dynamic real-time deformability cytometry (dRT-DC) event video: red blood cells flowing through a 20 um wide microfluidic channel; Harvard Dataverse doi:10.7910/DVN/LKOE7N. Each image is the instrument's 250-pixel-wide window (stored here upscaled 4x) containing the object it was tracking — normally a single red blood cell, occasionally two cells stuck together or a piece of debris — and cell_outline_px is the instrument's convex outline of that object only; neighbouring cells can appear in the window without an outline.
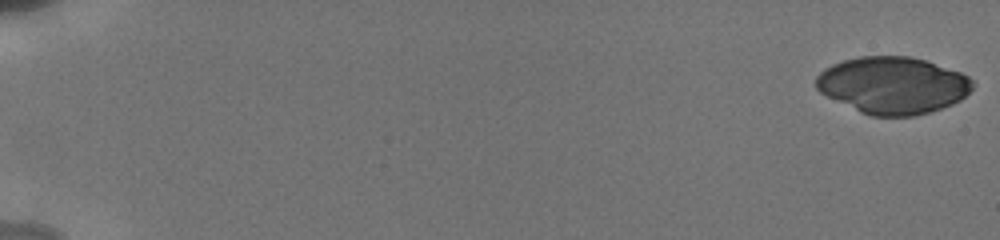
{"species": "human", "species_latin": "Homo sapiens", "temperature_condition": "cold", "stored_images_in_passage": 79, "camera_frame_rate_fps": 3000, "um_per_image_px": 0.085, "donor": {"sex": "male"}, "frame": {"image": 1, "passage_image": 1, "time_ms": 0.0, "image_size_px": [1000, 240], "cell_outline_px": [[976, 84], [960, 100], [952, 104], [916, 116], [872, 116], [860, 112], [820, 92], [816, 88], [816, 76], [824, 68], [832, 64], [844, 60], [860, 56], [908, 56], [924, 60], [960, 72], [968, 76]], "centroid_in_image_um": [75.88, 7.24], "position_along_channel_um": 9.1, "area_um2": 51.73}}
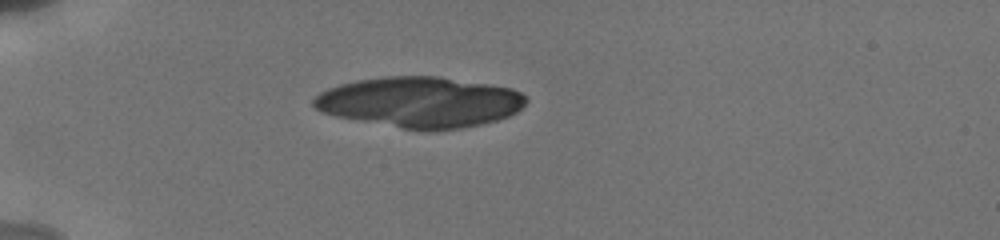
{"frame": {"image": 2, "passage_image": 22, "time_ms": 5.333, "image_size_px": [1000, 240], "cell_outline_px": [[528, 100], [516, 112], [508, 116], [496, 120], [480, 124], [460, 128], [432, 132], [424, 132], [400, 128], [336, 116], [320, 112], [312, 104], [312, 100], [320, 92], [328, 88], [340, 84], [356, 80], [384, 76], [440, 76], [512, 88], [528, 96]], "centroid_in_image_um": [35.69, 8.69], "position_along_channel_um": 49.3, "area_um2": 63.12}}
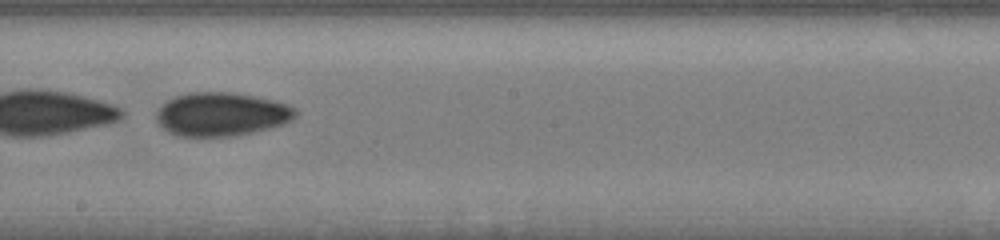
{"frame": {"image": 3, "passage_image": 45, "time_ms": 11.0, "image_size_px": [1000, 240], "cell_outline_px": [[296, 116], [292, 120], [284, 124], [252, 132], [232, 136], [180, 136], [168, 132], [156, 120], [156, 112], [168, 100], [176, 96], [188, 92], [236, 92], [276, 100], [288, 104], [296, 108]], "centroid_in_image_um": [18.86, 9.69], "position_along_channel_um": 229.3, "area_um2": 35.43}}